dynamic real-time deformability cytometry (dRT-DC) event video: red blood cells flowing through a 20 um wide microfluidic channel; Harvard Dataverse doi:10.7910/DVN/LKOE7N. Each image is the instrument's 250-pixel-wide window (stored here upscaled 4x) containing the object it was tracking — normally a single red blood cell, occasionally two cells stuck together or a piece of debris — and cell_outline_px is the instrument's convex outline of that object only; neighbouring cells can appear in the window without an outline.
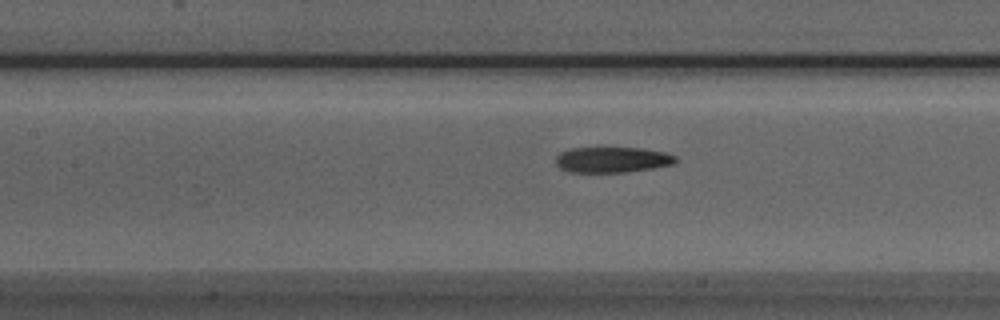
{"species": "Egyptian fruit bat (a non-hibernating species)", "species_latin": "Rousettus aegyptiacus", "temperature_condition": "room temperature", "stored_images_in_passage": 31, "camera_frame_rate_fps": 3000, "um_per_image_px": 0.085, "animal": {"sex": "male"}, "frame": {"image": 1, "passage_image": 7, "time_ms": 2.0, "image_size_px": [1000, 320], "cell_outline_px": [[676, 160], [672, 164], [652, 168], [624, 172], [568, 172], [560, 168], [556, 164], [556, 156], [560, 152], [568, 148], [640, 148], [664, 152], [676, 156]], "centroid_in_image_um": [51.99, 13.57], "position_along_channel_um": 155.4, "area_um2": 17.8}}
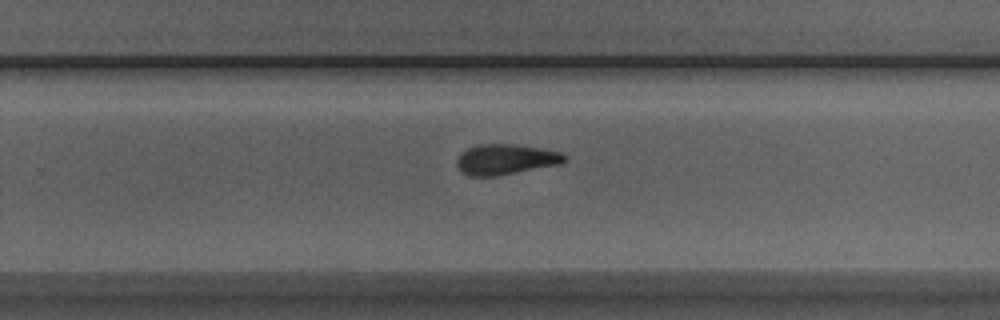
{"frame": {"image": 2, "passage_image": 17, "time_ms": 5.333, "image_size_px": [1000, 320], "cell_outline_px": [[568, 160], [560, 164], [496, 176], [468, 176], [460, 172], [456, 164], [456, 160], [460, 152], [476, 144], [512, 144], [540, 148], [560, 152], [568, 156]], "centroid_in_image_um": [42.95, 13.55], "position_along_channel_um": 286.8, "area_um2": 19.31}}
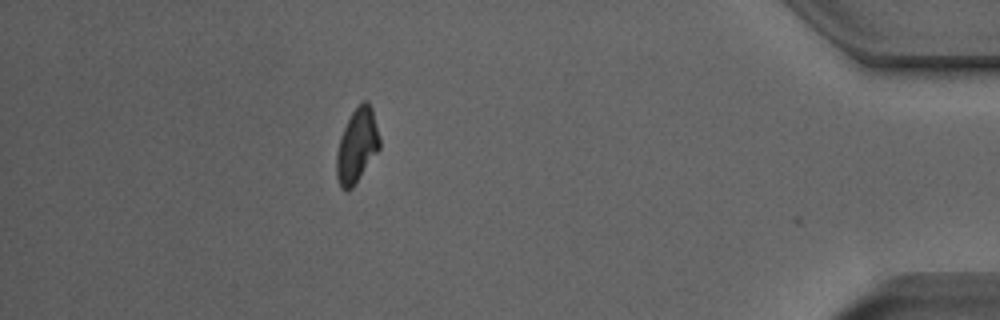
{"frame": {"image": 3, "passage_image": 30, "time_ms": 9.667, "image_size_px": [1000, 320], "cell_outline_px": [[380, 148], [352, 188], [344, 192], [340, 188], [336, 176], [336, 152], [340, 136], [352, 112], [364, 100], [368, 100], [372, 108], [380, 140]], "centroid_in_image_um": [30.32, 12.41], "position_along_channel_um": 404.9, "area_um2": 18.55}}